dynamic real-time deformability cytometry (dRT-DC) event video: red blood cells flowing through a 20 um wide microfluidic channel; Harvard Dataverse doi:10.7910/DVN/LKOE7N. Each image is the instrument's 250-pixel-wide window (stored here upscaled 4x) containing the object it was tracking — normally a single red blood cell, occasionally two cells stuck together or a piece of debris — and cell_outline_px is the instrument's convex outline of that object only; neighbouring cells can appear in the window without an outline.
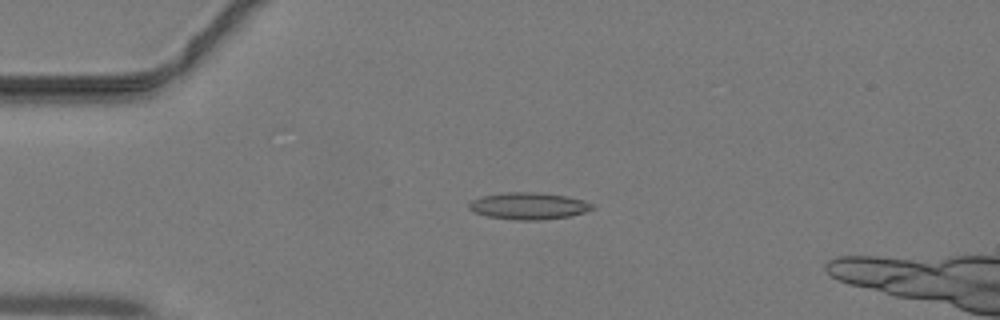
{"species": "common noctule bat (a hibernating species)", "species_latin": "Nyctalus noctula", "temperature_condition": "warm", "stored_images_in_passage": 33, "camera_frame_rate_fps": 3000, "um_per_image_px": 0.085, "animal": {"sex": "male", "body_mass_g": 19.2, "forearm_length_mm": 51.8}, "frame": {"image": 1, "passage_image": 1, "time_ms": 0.0, "image_size_px": [1000, 320], "cell_outline_px": [[596, 208], [584, 212], [568, 216], [540, 220], [512, 220], [488, 216], [472, 212], [468, 208], [468, 204], [472, 200], [484, 196], [508, 192], [536, 192], [568, 196], [584, 200], [592, 204]], "centroid_in_image_um": [44.93, 17.51], "position_along_channel_um": 40.1, "area_um2": 19.31}}
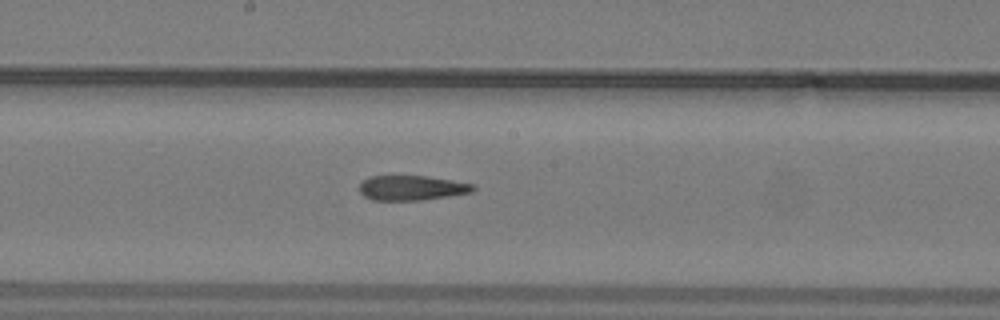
{"frame": {"image": 2, "passage_image": 14, "time_ms": 4.333, "image_size_px": [1000, 320], "cell_outline_px": [[476, 188], [472, 192], [424, 200], [372, 200], [364, 196], [360, 192], [360, 184], [368, 176], [424, 176], [452, 180], [472, 184]], "centroid_in_image_um": [34.98, 15.97], "position_along_channel_um": 213.2, "area_um2": 16.36}}
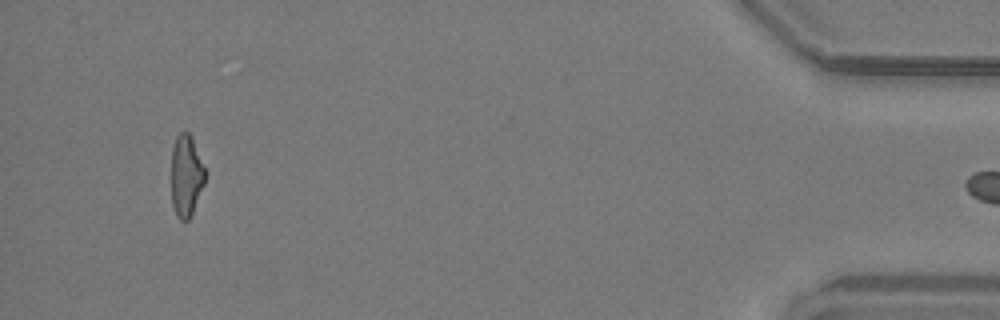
{"frame": {"image": 3, "passage_image": 32, "time_ms": 10.333, "image_size_px": [1000, 320], "cell_outline_px": [[204, 184], [192, 212], [188, 220], [180, 220], [176, 216], [172, 204], [172, 148], [176, 136], [184, 128], [192, 136], [204, 168]], "centroid_in_image_um": [15.8, 14.89], "position_along_channel_um": 419.4, "area_um2": 15.95}}